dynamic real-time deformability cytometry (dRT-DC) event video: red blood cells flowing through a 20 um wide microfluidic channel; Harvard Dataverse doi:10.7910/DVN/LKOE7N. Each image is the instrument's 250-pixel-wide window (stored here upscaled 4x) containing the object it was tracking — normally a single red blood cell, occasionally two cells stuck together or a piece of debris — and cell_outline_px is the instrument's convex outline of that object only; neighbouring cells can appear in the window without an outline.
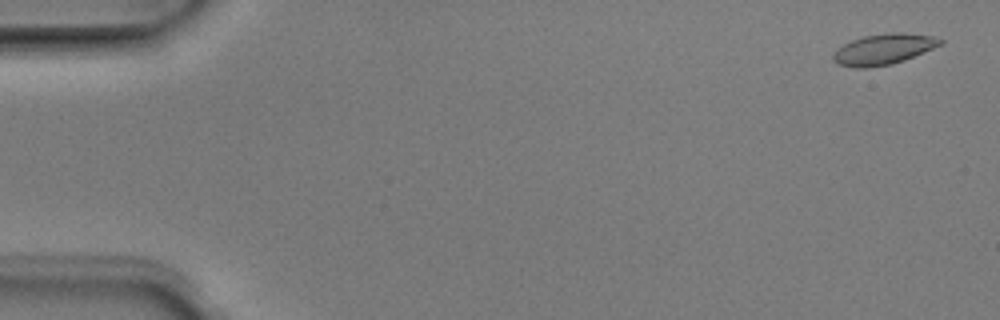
{"species": "Egyptian fruit bat (a non-hibernating species)", "species_latin": "Rousettus aegyptiacus", "temperature_condition": "room temperature", "stored_images_in_passage": 5, "camera_frame_rate_fps": 3000, "um_per_image_px": 0.085, "animal": {"sex": "male"}, "frame": {"image": 1, "passage_image": 1, "time_ms": 0.0, "image_size_px": [1000, 320], "cell_outline_px": [[944, 40], [940, 44], [932, 48], [904, 60], [892, 64], [864, 68], [856, 68], [840, 64], [832, 60], [832, 56], [836, 48], [852, 40], [864, 36], [892, 32], [900, 32], [932, 36]], "centroid_in_image_um": [75.06, 4.18], "position_along_channel_um": 9.9, "area_um2": 18.9}}
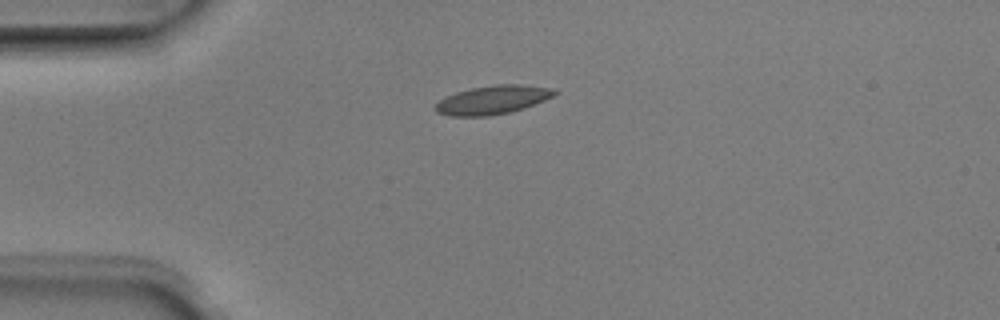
{"frame": {"image": 2, "passage_image": 4, "time_ms": 1.0, "image_size_px": [1000, 320], "cell_outline_px": [[560, 92], [544, 100], [524, 108], [508, 112], [488, 116], [448, 116], [436, 112], [436, 104], [440, 100], [456, 92], [472, 88], [496, 84], [520, 84], [552, 88]], "centroid_in_image_um": [41.89, 8.48], "position_along_channel_um": 43.1, "area_um2": 19.71}}